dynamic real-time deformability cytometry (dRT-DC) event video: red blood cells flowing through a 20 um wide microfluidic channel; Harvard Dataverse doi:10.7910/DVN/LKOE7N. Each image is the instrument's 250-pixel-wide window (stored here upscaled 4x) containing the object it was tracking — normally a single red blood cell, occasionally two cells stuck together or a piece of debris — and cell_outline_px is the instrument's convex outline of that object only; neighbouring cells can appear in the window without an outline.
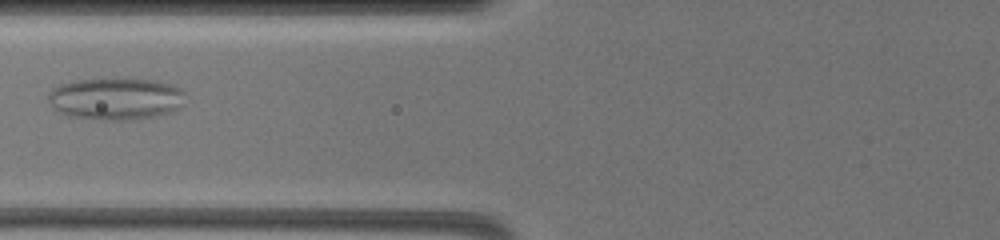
{"species": "common noctule bat (a hibernating species)", "species_latin": "Nyctalus noctula", "temperature_condition": "warm", "stored_images_in_passage": 8, "camera_frame_rate_fps": 3000, "um_per_image_px": 0.085, "animal": {"sex": "female", "body_mass_g": 19.5, "forearm_length_mm": 54.1}, "frame": {"image": 1, "passage_image": 3, "time_ms": 2.0, "image_size_px": [1000, 240], "cell_outline_px": [[184, 92], [176, 108], [172, 112], [156, 116], [132, 120], [100, 120], [68, 116], [56, 108], [48, 100], [48, 92], [52, 88], [60, 84], [80, 80], [128, 76], [156, 80], [172, 84], [180, 88]], "centroid_in_image_um": [9.83, 8.36], "position_along_channel_um": 116.0, "area_um2": 34.04}}
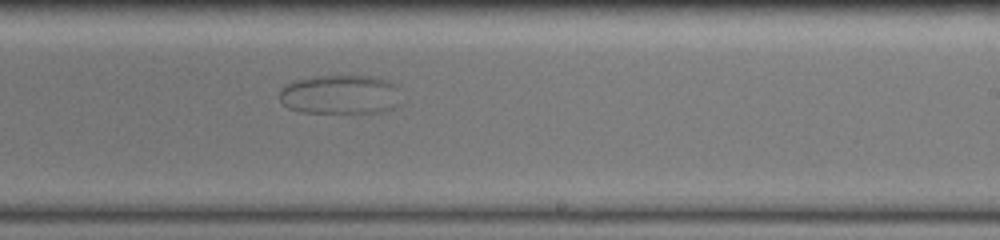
{"frame": {"image": 2, "passage_image": 7, "time_ms": 6.333, "image_size_px": [1000, 240], "cell_outline_px": [[400, 104], [392, 108], [380, 112], [300, 112], [288, 108], [280, 100], [280, 92], [288, 84], [296, 80], [312, 76], [372, 76], [388, 80], [396, 88]], "centroid_in_image_um": [28.91, 8.03], "position_along_channel_um": 260.1, "area_um2": 27.51}}
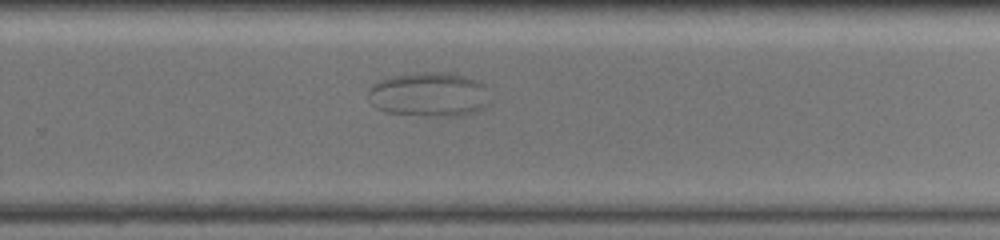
{"frame": {"image": 3, "passage_image": 8, "time_ms": 7.333, "image_size_px": [1000, 240], "cell_outline_px": [[484, 104], [480, 108], [472, 112], [456, 116], [424, 116], [384, 112], [376, 108], [372, 104], [368, 96], [368, 88], [380, 80], [388, 76], [416, 72], [440, 72], [464, 76], [480, 80], [484, 84]], "centroid_in_image_um": [36.35, 8.02], "position_along_channel_um": 293.4, "area_um2": 31.21}}